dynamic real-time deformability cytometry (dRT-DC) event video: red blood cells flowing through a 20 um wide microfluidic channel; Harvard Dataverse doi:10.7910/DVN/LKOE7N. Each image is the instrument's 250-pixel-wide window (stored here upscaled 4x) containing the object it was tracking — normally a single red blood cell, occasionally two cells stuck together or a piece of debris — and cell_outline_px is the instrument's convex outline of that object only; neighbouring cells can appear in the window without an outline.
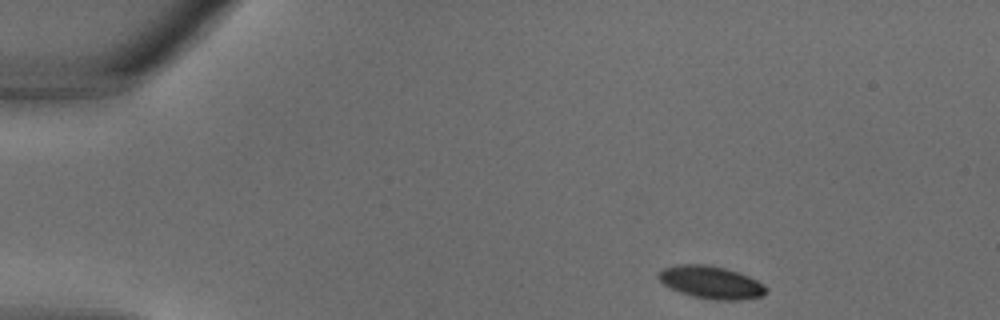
{"species": "common noctule bat (a hibernating species)", "species_latin": "Nyctalus noctula", "temperature_condition": "warm", "stored_images_in_passage": 30, "camera_frame_rate_fps": 3000, "um_per_image_px": 0.085, "animal": {"sex": "male", "body_mass_g": 18.8}, "frame": {"image": 1, "passage_image": 1, "time_ms": 0.0, "image_size_px": [1000, 320], "cell_outline_px": [[768, 288], [764, 296], [740, 300], [716, 300], [692, 296], [680, 292], [664, 284], [660, 280], [660, 272], [664, 268], [684, 264], [704, 264], [724, 268], [748, 276], [764, 284]], "centroid_in_image_um": [60.5, 24.01], "position_along_channel_um": 24.5, "area_um2": 20.11}}
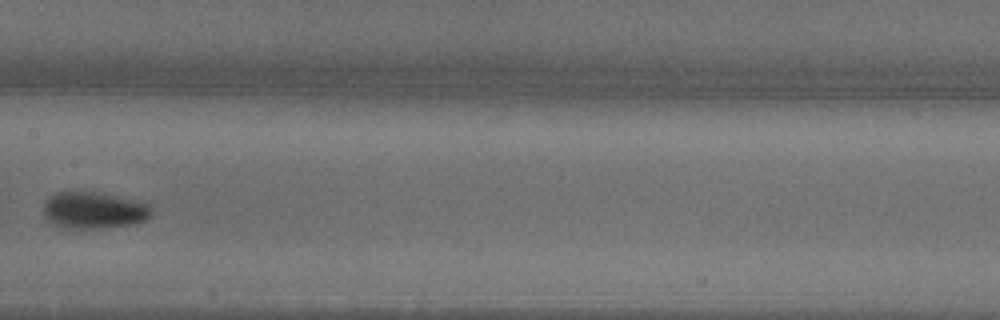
{"frame": {"image": 2, "passage_image": 14, "time_ms": 4.333, "image_size_px": [1000, 320], "cell_outline_px": [[152, 212], [144, 220], [132, 224], [72, 232], [48, 220], [44, 216], [44, 200], [48, 196], [56, 192], [72, 188], [76, 188], [104, 192], [140, 200], [148, 204], [152, 208]], "centroid_in_image_um": [7.91, 17.83], "position_along_channel_um": 199.5, "area_um2": 24.68}}
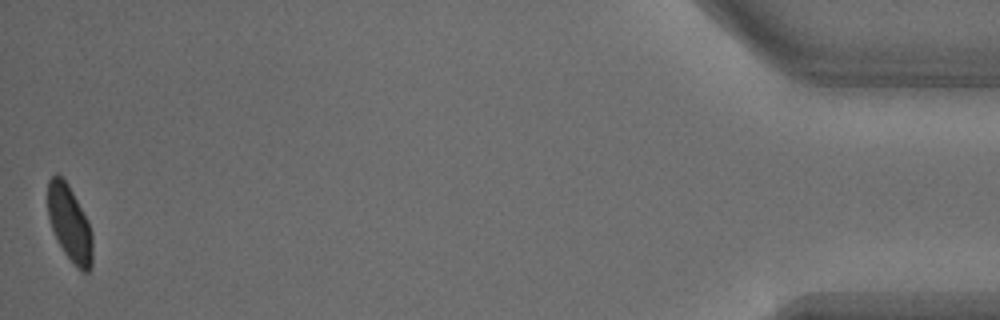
{"frame": {"image": 3, "passage_image": 30, "time_ms": 9.667, "image_size_px": [1000, 320], "cell_outline_px": [[92, 268], [88, 272], [80, 272], [64, 252], [52, 228], [48, 216], [48, 180], [56, 172], [68, 184], [88, 220], [92, 232]], "centroid_in_image_um": [5.94, 19.01], "position_along_channel_um": 429.3, "area_um2": 19.71}}